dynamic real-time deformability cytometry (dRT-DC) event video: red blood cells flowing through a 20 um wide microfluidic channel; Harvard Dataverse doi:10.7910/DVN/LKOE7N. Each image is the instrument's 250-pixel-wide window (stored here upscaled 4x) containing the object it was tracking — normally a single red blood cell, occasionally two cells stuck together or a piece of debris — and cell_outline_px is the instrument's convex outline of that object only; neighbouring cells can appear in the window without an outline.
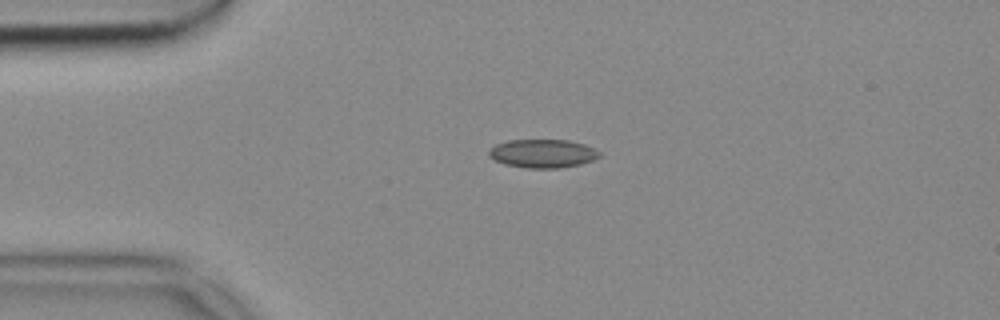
{"species": "common noctule bat (a hibernating species)", "species_latin": "Nyctalus noctula", "temperature_condition": "cold", "stored_images_in_passage": 9, "camera_frame_rate_fps": 3000, "um_per_image_px": 0.085, "animal": {"sex": "female", "body_mass_g": 18.4}, "frame": {"image": 1, "passage_image": 1, "time_ms": 0.0, "image_size_px": [1000, 320], "cell_outline_px": [[600, 156], [592, 160], [580, 164], [560, 168], [528, 168], [504, 164], [488, 156], [488, 148], [496, 144], [508, 140], [568, 140], [584, 144], [600, 152]], "centroid_in_image_um": [46.09, 13.04], "position_along_channel_um": 38.9, "area_um2": 18.32}}